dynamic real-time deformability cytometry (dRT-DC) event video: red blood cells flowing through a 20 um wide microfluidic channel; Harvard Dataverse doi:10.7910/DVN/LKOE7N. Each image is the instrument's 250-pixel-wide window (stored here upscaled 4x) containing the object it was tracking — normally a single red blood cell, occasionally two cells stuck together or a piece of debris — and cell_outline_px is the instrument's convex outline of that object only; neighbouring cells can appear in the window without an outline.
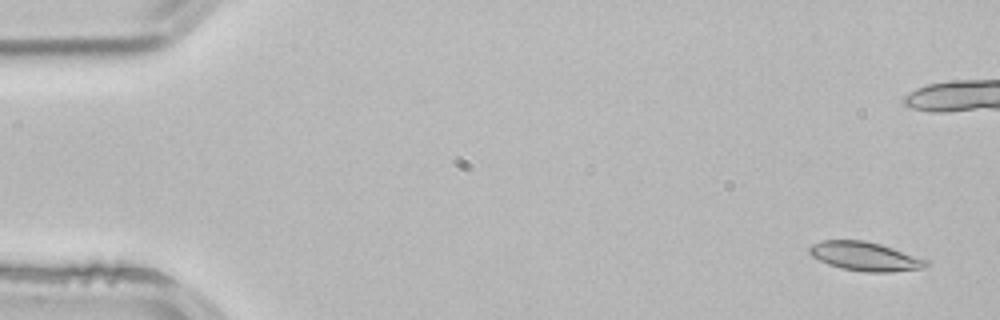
{"species": "common noctule bat (a hibernating species)", "species_latin": "Nyctalus noctula", "temperature_condition": "room temperature", "stored_images_in_passage": 5, "camera_frame_rate_fps": 3000, "um_per_image_px": 0.085, "animal": {"sex": "male", "body_mass_g": 21.5, "forearm_length_mm": 52.0}, "frame": {"image": 1, "passage_image": 1, "time_ms": 0.0, "image_size_px": [1000, 320], "cell_outline_px": [[928, 264], [924, 268], [892, 272], [864, 272], [840, 268], [828, 264], [812, 256], [808, 252], [808, 248], [812, 244], [820, 240], [864, 240], [880, 244], [928, 260]], "centroid_in_image_um": [73.5, 21.79], "position_along_channel_um": 11.5, "area_um2": 19.65}}
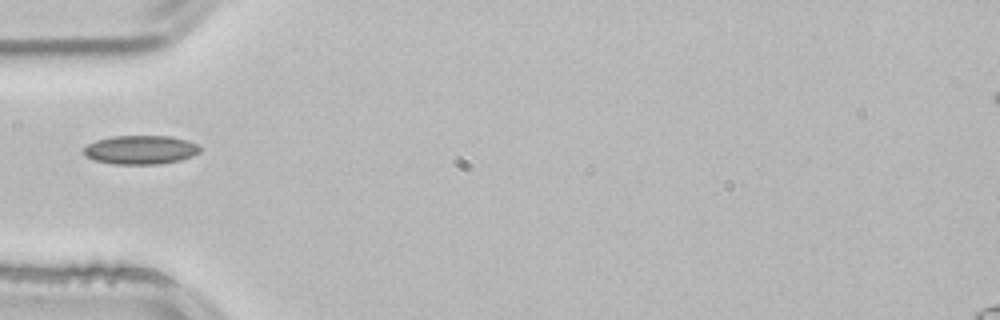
{"frame": {"image": 2, "passage_image": 5, "time_ms": 1.333, "image_size_px": [1000, 320], "cell_outline_px": [[200, 152], [192, 156], [180, 160], [160, 164], [112, 164], [96, 160], [84, 156], [84, 148], [88, 144], [96, 140], [112, 136], [168, 136], [184, 140], [196, 144], [200, 148]], "centroid_in_image_um": [11.92, 12.74], "position_along_channel_um": 73.1, "area_um2": 19.42}}